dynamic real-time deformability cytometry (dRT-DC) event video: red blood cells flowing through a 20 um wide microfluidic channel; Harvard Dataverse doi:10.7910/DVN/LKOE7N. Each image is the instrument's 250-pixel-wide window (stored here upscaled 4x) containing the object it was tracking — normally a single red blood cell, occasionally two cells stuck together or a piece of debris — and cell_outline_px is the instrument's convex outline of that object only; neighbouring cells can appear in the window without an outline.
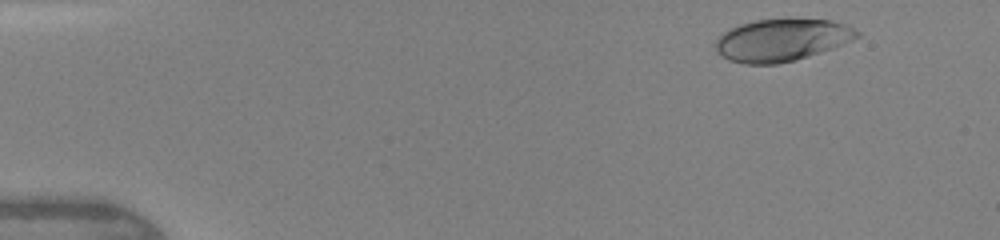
{"species": "human", "species_latin": "Homo sapiens", "temperature_condition": "warm", "stored_images_in_passage": 45, "camera_frame_rate_fps": 3000, "um_per_image_px": 0.085, "donor": {"sex": "female"}, "frame": {"image": 1, "passage_image": 4, "time_ms": 1.0, "image_size_px": [1000, 240], "cell_outline_px": [[860, 36], [852, 40], [832, 48], [796, 60], [776, 64], [744, 64], [728, 60], [716, 52], [716, 40], [724, 32], [740, 24], [756, 20], [788, 16], [828, 20], [844, 24], [860, 32]], "centroid_in_image_um": [66.45, 3.37], "position_along_channel_um": 18.6, "area_um2": 35.37}}
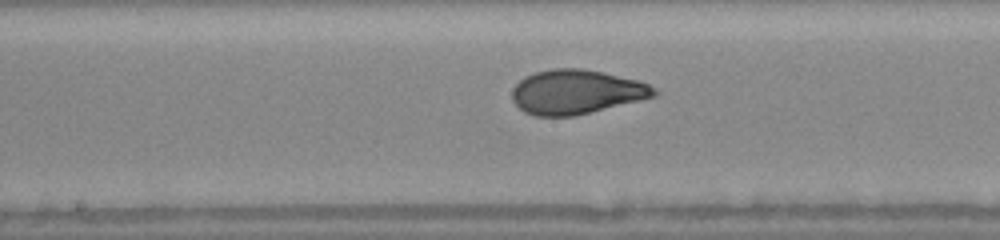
{"frame": {"image": 2, "passage_image": 24, "time_ms": 7.667, "image_size_px": [1000, 240], "cell_outline_px": [[660, 92], [656, 96], [576, 116], [536, 116], [524, 112], [512, 100], [512, 88], [524, 76], [536, 72], [552, 68], [580, 68], [600, 72], [636, 80], [648, 84], [656, 88]], "centroid_in_image_um": [48.97, 7.82], "position_along_channel_um": 199.2, "area_um2": 36.65}}
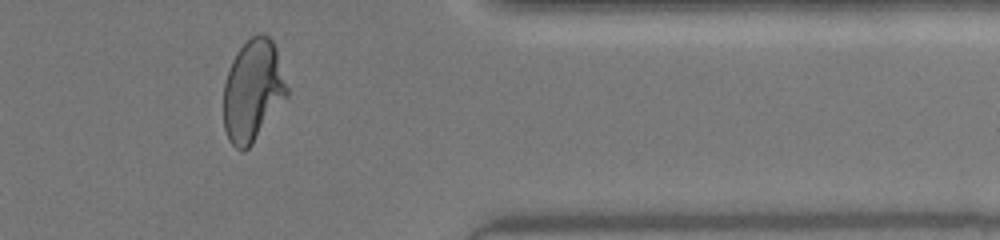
{"frame": {"image": 3, "passage_image": 38, "time_ms": 12.333, "image_size_px": [1000, 240], "cell_outline_px": [[288, 96], [252, 144], [244, 152], [240, 152], [228, 140], [224, 128], [224, 84], [232, 60], [236, 52], [256, 32], [260, 32], [268, 36], [272, 40], [276, 48], [288, 88]], "centroid_in_image_um": [21.49, 7.71], "position_along_channel_um": 389.9, "area_um2": 37.69}, "authors_computed_cell_mechanics": {"area_um2": 36.2406, "velocity_mm_per_s": 4.3673, "shape_relaxation_time_tau1_ms": 3.4442, "shape_relaxation_time_tau2_ms": null, "deformation_change_tau1": 0.1856, "deformation_change_tau2": null}}